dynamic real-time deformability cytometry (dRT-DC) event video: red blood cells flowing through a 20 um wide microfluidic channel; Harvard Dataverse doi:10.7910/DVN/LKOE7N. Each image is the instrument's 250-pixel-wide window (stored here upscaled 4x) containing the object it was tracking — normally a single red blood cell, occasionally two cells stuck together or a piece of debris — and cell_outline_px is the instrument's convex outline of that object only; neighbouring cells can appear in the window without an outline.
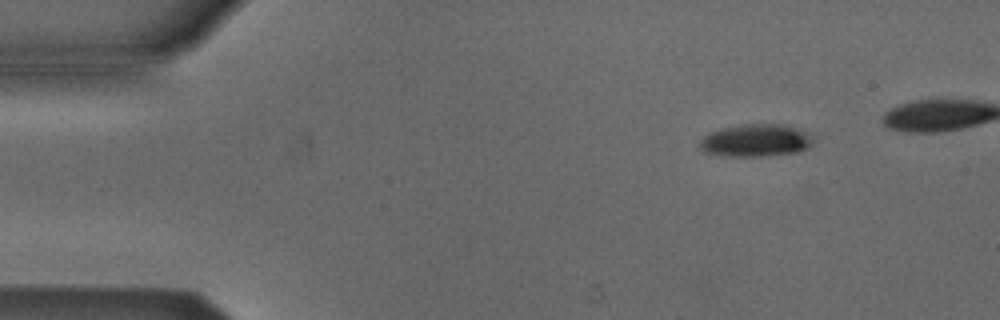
{"species": "Egyptian fruit bat (a non-hibernating species)", "species_latin": "Rousettus aegyptiacus", "temperature_condition": "cold", "stored_images_in_passage": 5, "camera_frame_rate_fps": 3000, "um_per_image_px": 0.085, "animal": {"sex": "male"}, "frame": {"image": 1, "passage_image": 2, "time_ms": 0.333, "image_size_px": [1000, 320], "cell_outline_px": [[812, 140], [808, 148], [796, 152], [760, 156], [732, 156], [708, 152], [700, 144], [700, 140], [704, 136], [720, 128], [740, 124], [788, 124], [812, 136]], "centroid_in_image_um": [64.27, 11.91], "position_along_channel_um": 20.7, "area_um2": 21.04}}